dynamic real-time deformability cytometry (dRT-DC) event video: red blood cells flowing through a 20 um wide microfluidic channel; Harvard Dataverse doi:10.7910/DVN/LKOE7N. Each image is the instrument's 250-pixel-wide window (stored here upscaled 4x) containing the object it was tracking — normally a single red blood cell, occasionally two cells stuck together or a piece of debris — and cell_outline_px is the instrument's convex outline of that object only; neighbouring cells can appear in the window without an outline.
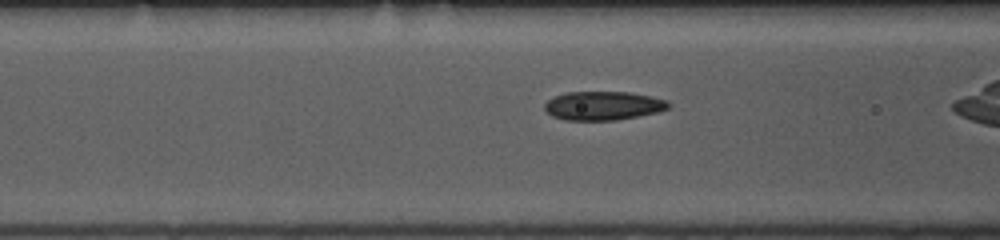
{"species": "common noctule bat (a hibernating species)", "species_latin": "Nyctalus noctula", "temperature_condition": "room temperature", "stored_images_in_passage": 37, "camera_frame_rate_fps": 3000, "um_per_image_px": 0.085, "animal": {"sex": "female", "body_mass_g": 10.0, "forearm_length_mm": 53.1}, "frame": {"image": 1, "passage_image": 16, "time_ms": 5.0, "image_size_px": [1000, 240], "cell_outline_px": [[672, 104], [668, 108], [656, 112], [616, 120], [564, 120], [552, 116], [544, 108], [544, 104], [548, 100], [556, 96], [568, 92], [628, 92], [652, 96], [668, 100]], "centroid_in_image_um": [51.28, 8.98], "position_along_channel_um": 115.3, "area_um2": 20.69}}
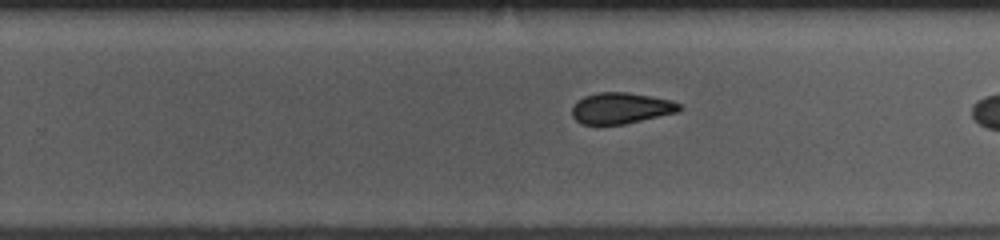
{"frame": {"image": 2, "passage_image": 29, "time_ms": 9.333, "image_size_px": [1000, 240], "cell_outline_px": [[684, 108], [676, 112], [624, 124], [580, 124], [572, 116], [572, 108], [576, 100], [584, 96], [600, 92], [628, 92], [672, 100], [680, 104]], "centroid_in_image_um": [52.76, 9.18], "position_along_channel_um": 277.0, "area_um2": 19.42}}
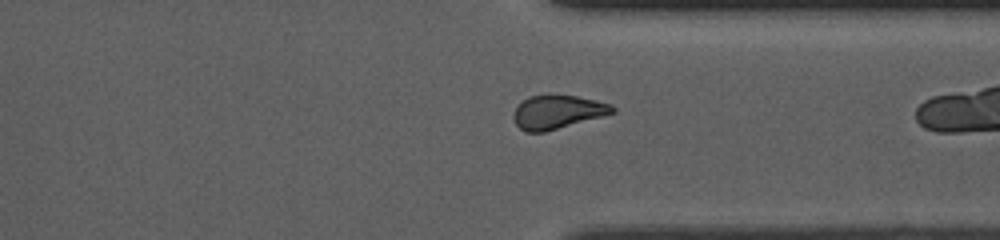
{"frame": {"image": 3, "passage_image": 36, "time_ms": 11.667, "image_size_px": [1000, 240], "cell_outline_px": [[616, 112], [604, 116], [544, 132], [524, 132], [516, 124], [512, 116], [516, 108], [528, 96], [548, 92], [576, 96], [596, 100], [612, 104], [616, 108]], "centroid_in_image_um": [47.4, 9.48], "position_along_channel_um": 364.0, "area_um2": 19.88}}